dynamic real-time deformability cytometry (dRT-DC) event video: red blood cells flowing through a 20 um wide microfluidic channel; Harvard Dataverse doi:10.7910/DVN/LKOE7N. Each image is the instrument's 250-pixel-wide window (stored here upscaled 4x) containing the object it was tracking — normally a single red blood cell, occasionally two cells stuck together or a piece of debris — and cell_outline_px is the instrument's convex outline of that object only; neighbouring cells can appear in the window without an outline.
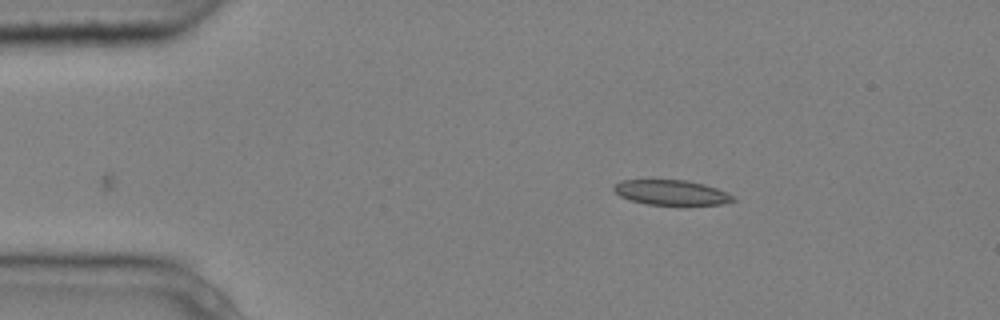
{"species": "common noctule bat (a hibernating species)", "species_latin": "Nyctalus noctula", "temperature_condition": "cold", "stored_images_in_passage": 5, "camera_frame_rate_fps": 3000, "um_per_image_px": 0.085, "animal": {"sex": "male", "body_mass_g": 20.4}, "frame": {"image": 1, "passage_image": 5, "time_ms": 1.333, "image_size_px": [1000, 320], "cell_outline_px": [[736, 200], [720, 204], [648, 204], [632, 200], [620, 196], [612, 188], [612, 184], [620, 180], [688, 180], [704, 184], [716, 188], [732, 196]], "centroid_in_image_um": [57.0, 16.34], "position_along_channel_um": 28.0, "area_um2": 17.05}}